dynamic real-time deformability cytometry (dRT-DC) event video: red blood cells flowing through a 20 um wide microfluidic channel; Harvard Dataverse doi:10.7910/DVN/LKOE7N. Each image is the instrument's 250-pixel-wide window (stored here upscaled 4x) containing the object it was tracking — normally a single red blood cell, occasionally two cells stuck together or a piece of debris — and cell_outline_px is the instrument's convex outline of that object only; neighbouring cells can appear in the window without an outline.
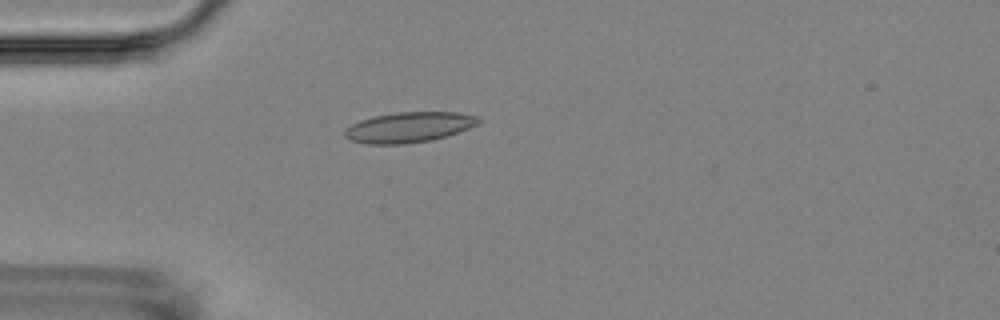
{"species": "Egyptian fruit bat (a non-hibernating species)", "species_latin": "Rousettus aegyptiacus", "temperature_condition": "room temperature", "stored_images_in_passage": 6, "camera_frame_rate_fps": 3000, "um_per_image_px": 0.085, "animal": {"sex": "female"}, "frame": {"image": 1, "passage_image": 5, "time_ms": 4.667, "image_size_px": [1000, 320], "cell_outline_px": [[480, 120], [476, 124], [468, 128], [448, 136], [432, 140], [404, 144], [368, 144], [352, 140], [344, 136], [344, 128], [360, 120], [372, 116], [396, 112], [456, 112], [480, 116]], "centroid_in_image_um": [34.75, 10.81], "position_along_channel_um": 50.3, "area_um2": 23.76}}